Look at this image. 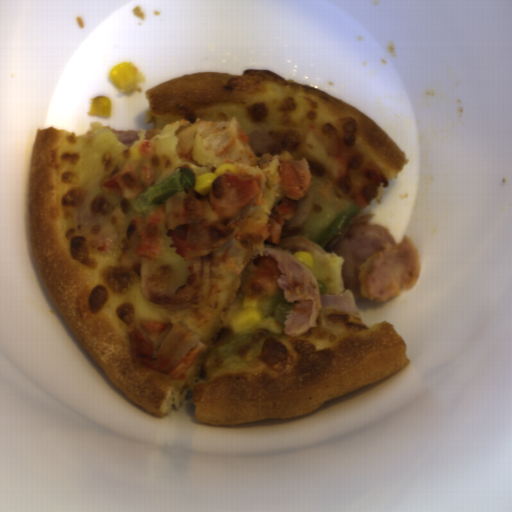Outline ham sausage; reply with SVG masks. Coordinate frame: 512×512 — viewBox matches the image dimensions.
<instances>
[{
	"mask_svg": "<svg viewBox=\"0 0 512 512\" xmlns=\"http://www.w3.org/2000/svg\"><path fill=\"white\" fill-rule=\"evenodd\" d=\"M375 216L369 212L351 219L324 251L346 257L342 282L354 299L390 302L415 287L421 275L419 253L406 234L397 244L385 225L370 224Z\"/></svg>",
	"mask_w": 512,
	"mask_h": 512,
	"instance_id": "ham-sausage-1",
	"label": "ham sausage"
},
{
	"mask_svg": "<svg viewBox=\"0 0 512 512\" xmlns=\"http://www.w3.org/2000/svg\"><path fill=\"white\" fill-rule=\"evenodd\" d=\"M264 256H273L281 275L276 279L283 289L284 299L298 301L292 310L285 311L284 333L290 337L302 336L330 315L360 313L354 294L348 289L341 294L322 293L306 262L294 258V253L265 246Z\"/></svg>",
	"mask_w": 512,
	"mask_h": 512,
	"instance_id": "ham-sausage-2",
	"label": "ham sausage"
},
{
	"mask_svg": "<svg viewBox=\"0 0 512 512\" xmlns=\"http://www.w3.org/2000/svg\"><path fill=\"white\" fill-rule=\"evenodd\" d=\"M123 145L131 146L134 141H139L138 130H113Z\"/></svg>",
	"mask_w": 512,
	"mask_h": 512,
	"instance_id": "ham-sausage-3",
	"label": "ham sausage"
},
{
	"mask_svg": "<svg viewBox=\"0 0 512 512\" xmlns=\"http://www.w3.org/2000/svg\"><path fill=\"white\" fill-rule=\"evenodd\" d=\"M145 130H146V134H145L146 141L150 140L153 136L158 135L157 129H145Z\"/></svg>",
	"mask_w": 512,
	"mask_h": 512,
	"instance_id": "ham-sausage-4",
	"label": "ham sausage"
}]
</instances>
